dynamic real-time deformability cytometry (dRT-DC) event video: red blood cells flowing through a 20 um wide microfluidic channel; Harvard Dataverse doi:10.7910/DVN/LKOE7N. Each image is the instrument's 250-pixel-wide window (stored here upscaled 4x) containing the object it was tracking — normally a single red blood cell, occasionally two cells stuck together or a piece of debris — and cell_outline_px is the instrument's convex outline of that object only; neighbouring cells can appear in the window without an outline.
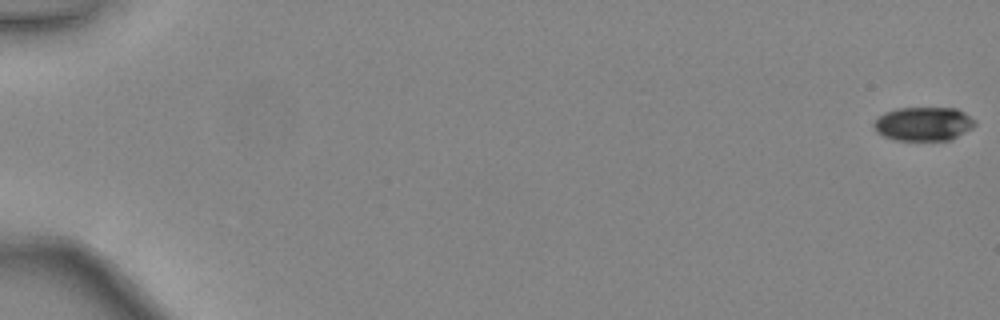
{"species": "common noctule bat (a hibernating species)", "species_latin": "Nyctalus noctula", "temperature_condition": "warm", "stored_images_in_passage": 48, "camera_frame_rate_fps": 3000, "um_per_image_px": 0.085, "animal": {"sex": "female", "body_mass_g": 24.6, "forearm_length_mm": 56.2}, "frame": {"image": 1, "passage_image": 1, "time_ms": 0.0, "image_size_px": [1000, 320], "cell_outline_px": [[976, 124], [972, 128], [952, 140], [896, 140], [884, 136], [876, 132], [872, 124], [884, 112], [896, 108], [956, 108], [964, 112], [976, 120]], "centroid_in_image_um": [78.51, 10.53], "position_along_channel_um": 6.5, "area_um2": 20.06}}
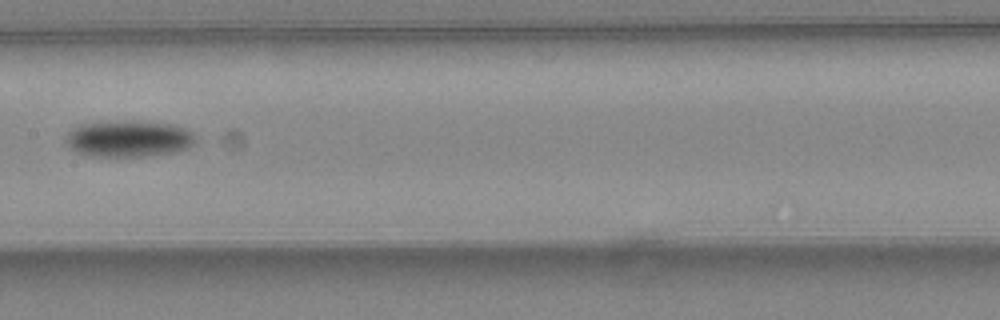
{"frame": {"image": 2, "passage_image": 27, "time_ms": 8.667, "image_size_px": [1000, 320], "cell_outline_px": [[196, 140], [188, 148], [172, 152], [148, 156], [92, 156], [76, 152], [68, 148], [64, 140], [64, 136], [72, 128], [80, 124], [100, 120], [136, 120], [172, 124], [184, 128], [192, 132], [196, 136]], "centroid_in_image_um": [10.86, 11.76], "position_along_channel_um": 196.5, "area_um2": 28.32}}
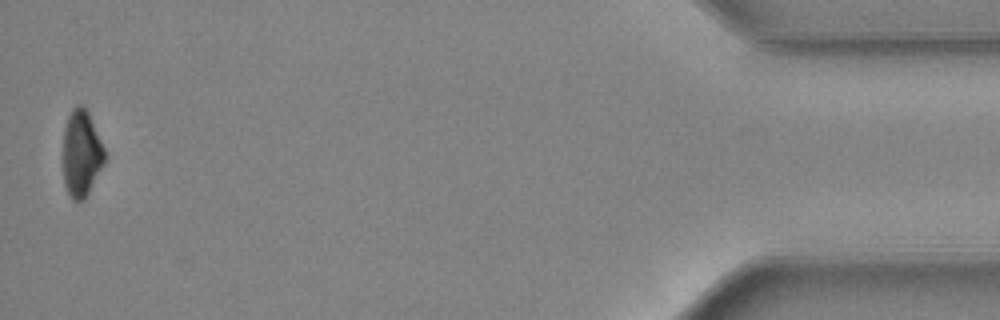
{"frame": {"image": 3, "passage_image": 48, "time_ms": 15.667, "image_size_px": [1000, 320], "cell_outline_px": [[104, 164], [84, 200], [72, 200], [68, 196], [64, 184], [64, 128], [68, 116], [72, 108], [76, 104], [80, 104], [88, 112], [104, 148]], "centroid_in_image_um": [6.91, 13.06], "position_along_channel_um": 428.3, "area_um2": 20.75}, "authors_computed_cell_mechanics": {"area_um2": 22.8599, "velocity_mm_per_s": 4.4676, "shape_relaxation_time_tau1_ms": 2.2338, "shape_relaxation_time_tau2_ms": null, "deformation_change_tau1": 0.1138, "deformation_change_tau2": null}}